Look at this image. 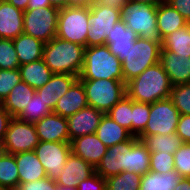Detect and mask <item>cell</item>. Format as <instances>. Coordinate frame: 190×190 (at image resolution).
Segmentation results:
<instances>
[{
  "mask_svg": "<svg viewBox=\"0 0 190 190\" xmlns=\"http://www.w3.org/2000/svg\"><path fill=\"white\" fill-rule=\"evenodd\" d=\"M138 139L142 140L150 153L162 152L174 154L184 143L176 133L168 135L154 134L151 136H138Z\"/></svg>",
  "mask_w": 190,
  "mask_h": 190,
  "instance_id": "obj_30",
  "label": "cell"
},
{
  "mask_svg": "<svg viewBox=\"0 0 190 190\" xmlns=\"http://www.w3.org/2000/svg\"><path fill=\"white\" fill-rule=\"evenodd\" d=\"M20 65L37 61L43 56L44 42L31 35L21 33L13 39Z\"/></svg>",
  "mask_w": 190,
  "mask_h": 190,
  "instance_id": "obj_27",
  "label": "cell"
},
{
  "mask_svg": "<svg viewBox=\"0 0 190 190\" xmlns=\"http://www.w3.org/2000/svg\"><path fill=\"white\" fill-rule=\"evenodd\" d=\"M162 42L137 38L122 61L123 81H131L148 67L160 62Z\"/></svg>",
  "mask_w": 190,
  "mask_h": 190,
  "instance_id": "obj_5",
  "label": "cell"
},
{
  "mask_svg": "<svg viewBox=\"0 0 190 190\" xmlns=\"http://www.w3.org/2000/svg\"><path fill=\"white\" fill-rule=\"evenodd\" d=\"M39 142L34 123L12 118L3 139L8 154L34 151Z\"/></svg>",
  "mask_w": 190,
  "mask_h": 190,
  "instance_id": "obj_11",
  "label": "cell"
},
{
  "mask_svg": "<svg viewBox=\"0 0 190 190\" xmlns=\"http://www.w3.org/2000/svg\"><path fill=\"white\" fill-rule=\"evenodd\" d=\"M49 2L51 6L56 7L58 9H62L72 5L71 0H49Z\"/></svg>",
  "mask_w": 190,
  "mask_h": 190,
  "instance_id": "obj_50",
  "label": "cell"
},
{
  "mask_svg": "<svg viewBox=\"0 0 190 190\" xmlns=\"http://www.w3.org/2000/svg\"><path fill=\"white\" fill-rule=\"evenodd\" d=\"M19 185V173L15 156L6 154L0 159V186L15 190Z\"/></svg>",
  "mask_w": 190,
  "mask_h": 190,
  "instance_id": "obj_33",
  "label": "cell"
},
{
  "mask_svg": "<svg viewBox=\"0 0 190 190\" xmlns=\"http://www.w3.org/2000/svg\"><path fill=\"white\" fill-rule=\"evenodd\" d=\"M160 63L172 85L190 83V57L177 56L168 50L160 51Z\"/></svg>",
  "mask_w": 190,
  "mask_h": 190,
  "instance_id": "obj_18",
  "label": "cell"
},
{
  "mask_svg": "<svg viewBox=\"0 0 190 190\" xmlns=\"http://www.w3.org/2000/svg\"><path fill=\"white\" fill-rule=\"evenodd\" d=\"M120 20L119 9L99 3L89 5L90 27L87 34V47L105 45L114 25Z\"/></svg>",
  "mask_w": 190,
  "mask_h": 190,
  "instance_id": "obj_9",
  "label": "cell"
},
{
  "mask_svg": "<svg viewBox=\"0 0 190 190\" xmlns=\"http://www.w3.org/2000/svg\"><path fill=\"white\" fill-rule=\"evenodd\" d=\"M104 114L94 107L87 106L69 116L67 119L70 142L87 134H95Z\"/></svg>",
  "mask_w": 190,
  "mask_h": 190,
  "instance_id": "obj_14",
  "label": "cell"
},
{
  "mask_svg": "<svg viewBox=\"0 0 190 190\" xmlns=\"http://www.w3.org/2000/svg\"><path fill=\"white\" fill-rule=\"evenodd\" d=\"M137 38L138 36L136 33L128 28L122 20H120L114 25V29L106 39L105 45H107L111 53L117 56V58L122 62Z\"/></svg>",
  "mask_w": 190,
  "mask_h": 190,
  "instance_id": "obj_22",
  "label": "cell"
},
{
  "mask_svg": "<svg viewBox=\"0 0 190 190\" xmlns=\"http://www.w3.org/2000/svg\"><path fill=\"white\" fill-rule=\"evenodd\" d=\"M113 79L123 81L122 62L107 45L85 49L84 65L79 80Z\"/></svg>",
  "mask_w": 190,
  "mask_h": 190,
  "instance_id": "obj_3",
  "label": "cell"
},
{
  "mask_svg": "<svg viewBox=\"0 0 190 190\" xmlns=\"http://www.w3.org/2000/svg\"><path fill=\"white\" fill-rule=\"evenodd\" d=\"M187 24L185 18L167 2L157 6V30L161 40Z\"/></svg>",
  "mask_w": 190,
  "mask_h": 190,
  "instance_id": "obj_24",
  "label": "cell"
},
{
  "mask_svg": "<svg viewBox=\"0 0 190 190\" xmlns=\"http://www.w3.org/2000/svg\"><path fill=\"white\" fill-rule=\"evenodd\" d=\"M170 99L180 115H190V83L173 85Z\"/></svg>",
  "mask_w": 190,
  "mask_h": 190,
  "instance_id": "obj_38",
  "label": "cell"
},
{
  "mask_svg": "<svg viewBox=\"0 0 190 190\" xmlns=\"http://www.w3.org/2000/svg\"><path fill=\"white\" fill-rule=\"evenodd\" d=\"M94 172L95 167L71 152L55 182L64 187L77 188L79 182L86 180Z\"/></svg>",
  "mask_w": 190,
  "mask_h": 190,
  "instance_id": "obj_16",
  "label": "cell"
},
{
  "mask_svg": "<svg viewBox=\"0 0 190 190\" xmlns=\"http://www.w3.org/2000/svg\"><path fill=\"white\" fill-rule=\"evenodd\" d=\"M11 120L12 117L0 103V142H3L5 133Z\"/></svg>",
  "mask_w": 190,
  "mask_h": 190,
  "instance_id": "obj_47",
  "label": "cell"
},
{
  "mask_svg": "<svg viewBox=\"0 0 190 190\" xmlns=\"http://www.w3.org/2000/svg\"><path fill=\"white\" fill-rule=\"evenodd\" d=\"M85 49V46L55 37L44 44L42 59L54 74L79 77L84 65Z\"/></svg>",
  "mask_w": 190,
  "mask_h": 190,
  "instance_id": "obj_2",
  "label": "cell"
},
{
  "mask_svg": "<svg viewBox=\"0 0 190 190\" xmlns=\"http://www.w3.org/2000/svg\"><path fill=\"white\" fill-rule=\"evenodd\" d=\"M21 81L19 69H0V103L8 96L10 91Z\"/></svg>",
  "mask_w": 190,
  "mask_h": 190,
  "instance_id": "obj_41",
  "label": "cell"
},
{
  "mask_svg": "<svg viewBox=\"0 0 190 190\" xmlns=\"http://www.w3.org/2000/svg\"><path fill=\"white\" fill-rule=\"evenodd\" d=\"M77 190H106V179L94 172L86 180L78 183Z\"/></svg>",
  "mask_w": 190,
  "mask_h": 190,
  "instance_id": "obj_44",
  "label": "cell"
},
{
  "mask_svg": "<svg viewBox=\"0 0 190 190\" xmlns=\"http://www.w3.org/2000/svg\"><path fill=\"white\" fill-rule=\"evenodd\" d=\"M127 171L144 175L150 171V152L138 139L128 151Z\"/></svg>",
  "mask_w": 190,
  "mask_h": 190,
  "instance_id": "obj_32",
  "label": "cell"
},
{
  "mask_svg": "<svg viewBox=\"0 0 190 190\" xmlns=\"http://www.w3.org/2000/svg\"><path fill=\"white\" fill-rule=\"evenodd\" d=\"M24 11L0 0V38L15 39L23 33Z\"/></svg>",
  "mask_w": 190,
  "mask_h": 190,
  "instance_id": "obj_19",
  "label": "cell"
},
{
  "mask_svg": "<svg viewBox=\"0 0 190 190\" xmlns=\"http://www.w3.org/2000/svg\"><path fill=\"white\" fill-rule=\"evenodd\" d=\"M34 152L43 165L47 177L56 180L71 153V143L40 141Z\"/></svg>",
  "mask_w": 190,
  "mask_h": 190,
  "instance_id": "obj_12",
  "label": "cell"
},
{
  "mask_svg": "<svg viewBox=\"0 0 190 190\" xmlns=\"http://www.w3.org/2000/svg\"><path fill=\"white\" fill-rule=\"evenodd\" d=\"M72 5H91L95 4L97 0H71Z\"/></svg>",
  "mask_w": 190,
  "mask_h": 190,
  "instance_id": "obj_54",
  "label": "cell"
},
{
  "mask_svg": "<svg viewBox=\"0 0 190 190\" xmlns=\"http://www.w3.org/2000/svg\"><path fill=\"white\" fill-rule=\"evenodd\" d=\"M95 134L97 135L98 139L107 147L127 141L133 136L129 130L123 126H120L107 114L103 115V118L97 127Z\"/></svg>",
  "mask_w": 190,
  "mask_h": 190,
  "instance_id": "obj_26",
  "label": "cell"
},
{
  "mask_svg": "<svg viewBox=\"0 0 190 190\" xmlns=\"http://www.w3.org/2000/svg\"><path fill=\"white\" fill-rule=\"evenodd\" d=\"M7 154V149L3 142H0V159L3 158Z\"/></svg>",
  "mask_w": 190,
  "mask_h": 190,
  "instance_id": "obj_55",
  "label": "cell"
},
{
  "mask_svg": "<svg viewBox=\"0 0 190 190\" xmlns=\"http://www.w3.org/2000/svg\"><path fill=\"white\" fill-rule=\"evenodd\" d=\"M172 86L169 76L158 62L126 83V95L133 101L151 104L169 99Z\"/></svg>",
  "mask_w": 190,
  "mask_h": 190,
  "instance_id": "obj_1",
  "label": "cell"
},
{
  "mask_svg": "<svg viewBox=\"0 0 190 190\" xmlns=\"http://www.w3.org/2000/svg\"><path fill=\"white\" fill-rule=\"evenodd\" d=\"M138 140V137L132 136L129 140L117 145L108 147L102 160L95 167L97 172L104 179L127 171L128 151Z\"/></svg>",
  "mask_w": 190,
  "mask_h": 190,
  "instance_id": "obj_13",
  "label": "cell"
},
{
  "mask_svg": "<svg viewBox=\"0 0 190 190\" xmlns=\"http://www.w3.org/2000/svg\"><path fill=\"white\" fill-rule=\"evenodd\" d=\"M8 3L12 4L14 7L19 8L23 11L27 10L29 0H6Z\"/></svg>",
  "mask_w": 190,
  "mask_h": 190,
  "instance_id": "obj_51",
  "label": "cell"
},
{
  "mask_svg": "<svg viewBox=\"0 0 190 190\" xmlns=\"http://www.w3.org/2000/svg\"><path fill=\"white\" fill-rule=\"evenodd\" d=\"M51 6L49 0H29L27 10Z\"/></svg>",
  "mask_w": 190,
  "mask_h": 190,
  "instance_id": "obj_49",
  "label": "cell"
},
{
  "mask_svg": "<svg viewBox=\"0 0 190 190\" xmlns=\"http://www.w3.org/2000/svg\"><path fill=\"white\" fill-rule=\"evenodd\" d=\"M59 9L53 6L25 10L23 33L44 43L56 37Z\"/></svg>",
  "mask_w": 190,
  "mask_h": 190,
  "instance_id": "obj_8",
  "label": "cell"
},
{
  "mask_svg": "<svg viewBox=\"0 0 190 190\" xmlns=\"http://www.w3.org/2000/svg\"><path fill=\"white\" fill-rule=\"evenodd\" d=\"M128 2L137 3V4H145V5H160L163 2H167V0H127Z\"/></svg>",
  "mask_w": 190,
  "mask_h": 190,
  "instance_id": "obj_52",
  "label": "cell"
},
{
  "mask_svg": "<svg viewBox=\"0 0 190 190\" xmlns=\"http://www.w3.org/2000/svg\"><path fill=\"white\" fill-rule=\"evenodd\" d=\"M179 117L180 113L170 98L151 103L147 125L139 136L173 134L176 132Z\"/></svg>",
  "mask_w": 190,
  "mask_h": 190,
  "instance_id": "obj_10",
  "label": "cell"
},
{
  "mask_svg": "<svg viewBox=\"0 0 190 190\" xmlns=\"http://www.w3.org/2000/svg\"><path fill=\"white\" fill-rule=\"evenodd\" d=\"M36 90L20 81L10 91L8 96L3 100L1 105L8 111L12 118H17L23 111L30 99L34 96Z\"/></svg>",
  "mask_w": 190,
  "mask_h": 190,
  "instance_id": "obj_25",
  "label": "cell"
},
{
  "mask_svg": "<svg viewBox=\"0 0 190 190\" xmlns=\"http://www.w3.org/2000/svg\"><path fill=\"white\" fill-rule=\"evenodd\" d=\"M19 70L21 81H24L35 90L44 86L54 75L42 58L31 63L20 65Z\"/></svg>",
  "mask_w": 190,
  "mask_h": 190,
  "instance_id": "obj_28",
  "label": "cell"
},
{
  "mask_svg": "<svg viewBox=\"0 0 190 190\" xmlns=\"http://www.w3.org/2000/svg\"><path fill=\"white\" fill-rule=\"evenodd\" d=\"M174 190H190V178L182 177L179 184L176 185Z\"/></svg>",
  "mask_w": 190,
  "mask_h": 190,
  "instance_id": "obj_53",
  "label": "cell"
},
{
  "mask_svg": "<svg viewBox=\"0 0 190 190\" xmlns=\"http://www.w3.org/2000/svg\"><path fill=\"white\" fill-rule=\"evenodd\" d=\"M86 93L87 104L107 113L126 95V83L113 79L80 80Z\"/></svg>",
  "mask_w": 190,
  "mask_h": 190,
  "instance_id": "obj_7",
  "label": "cell"
},
{
  "mask_svg": "<svg viewBox=\"0 0 190 190\" xmlns=\"http://www.w3.org/2000/svg\"><path fill=\"white\" fill-rule=\"evenodd\" d=\"M174 170V154L150 153V171L165 174Z\"/></svg>",
  "mask_w": 190,
  "mask_h": 190,
  "instance_id": "obj_40",
  "label": "cell"
},
{
  "mask_svg": "<svg viewBox=\"0 0 190 190\" xmlns=\"http://www.w3.org/2000/svg\"><path fill=\"white\" fill-rule=\"evenodd\" d=\"M190 23V0H167Z\"/></svg>",
  "mask_w": 190,
  "mask_h": 190,
  "instance_id": "obj_46",
  "label": "cell"
},
{
  "mask_svg": "<svg viewBox=\"0 0 190 190\" xmlns=\"http://www.w3.org/2000/svg\"><path fill=\"white\" fill-rule=\"evenodd\" d=\"M150 114V103L132 100V135L138 137L147 125Z\"/></svg>",
  "mask_w": 190,
  "mask_h": 190,
  "instance_id": "obj_37",
  "label": "cell"
},
{
  "mask_svg": "<svg viewBox=\"0 0 190 190\" xmlns=\"http://www.w3.org/2000/svg\"><path fill=\"white\" fill-rule=\"evenodd\" d=\"M71 152L82 158L84 161L96 167L102 160L108 147L105 146L97 137L96 134H87L71 142Z\"/></svg>",
  "mask_w": 190,
  "mask_h": 190,
  "instance_id": "obj_17",
  "label": "cell"
},
{
  "mask_svg": "<svg viewBox=\"0 0 190 190\" xmlns=\"http://www.w3.org/2000/svg\"><path fill=\"white\" fill-rule=\"evenodd\" d=\"M106 114L132 134V99L130 97L125 95Z\"/></svg>",
  "mask_w": 190,
  "mask_h": 190,
  "instance_id": "obj_34",
  "label": "cell"
},
{
  "mask_svg": "<svg viewBox=\"0 0 190 190\" xmlns=\"http://www.w3.org/2000/svg\"><path fill=\"white\" fill-rule=\"evenodd\" d=\"M57 186L55 180L46 177L45 179L19 183L15 190H56Z\"/></svg>",
  "mask_w": 190,
  "mask_h": 190,
  "instance_id": "obj_43",
  "label": "cell"
},
{
  "mask_svg": "<svg viewBox=\"0 0 190 190\" xmlns=\"http://www.w3.org/2000/svg\"><path fill=\"white\" fill-rule=\"evenodd\" d=\"M0 190H10V189H8V188H6V187L0 186Z\"/></svg>",
  "mask_w": 190,
  "mask_h": 190,
  "instance_id": "obj_57",
  "label": "cell"
},
{
  "mask_svg": "<svg viewBox=\"0 0 190 190\" xmlns=\"http://www.w3.org/2000/svg\"><path fill=\"white\" fill-rule=\"evenodd\" d=\"M40 141L70 142L68 119L54 112L34 123Z\"/></svg>",
  "mask_w": 190,
  "mask_h": 190,
  "instance_id": "obj_15",
  "label": "cell"
},
{
  "mask_svg": "<svg viewBox=\"0 0 190 190\" xmlns=\"http://www.w3.org/2000/svg\"><path fill=\"white\" fill-rule=\"evenodd\" d=\"M127 0H97L96 3L101 5H107L109 7H113L121 10V8L127 3Z\"/></svg>",
  "mask_w": 190,
  "mask_h": 190,
  "instance_id": "obj_48",
  "label": "cell"
},
{
  "mask_svg": "<svg viewBox=\"0 0 190 190\" xmlns=\"http://www.w3.org/2000/svg\"><path fill=\"white\" fill-rule=\"evenodd\" d=\"M142 175L121 172L106 179V190H139Z\"/></svg>",
  "mask_w": 190,
  "mask_h": 190,
  "instance_id": "obj_35",
  "label": "cell"
},
{
  "mask_svg": "<svg viewBox=\"0 0 190 190\" xmlns=\"http://www.w3.org/2000/svg\"><path fill=\"white\" fill-rule=\"evenodd\" d=\"M87 106L85 88L83 83L78 79L70 89L58 99L53 112L68 118Z\"/></svg>",
  "mask_w": 190,
  "mask_h": 190,
  "instance_id": "obj_21",
  "label": "cell"
},
{
  "mask_svg": "<svg viewBox=\"0 0 190 190\" xmlns=\"http://www.w3.org/2000/svg\"><path fill=\"white\" fill-rule=\"evenodd\" d=\"M18 167L19 183L45 179L47 173L34 151L14 154Z\"/></svg>",
  "mask_w": 190,
  "mask_h": 190,
  "instance_id": "obj_23",
  "label": "cell"
},
{
  "mask_svg": "<svg viewBox=\"0 0 190 190\" xmlns=\"http://www.w3.org/2000/svg\"><path fill=\"white\" fill-rule=\"evenodd\" d=\"M161 45V50H168L177 56L190 57V23L164 37Z\"/></svg>",
  "mask_w": 190,
  "mask_h": 190,
  "instance_id": "obj_31",
  "label": "cell"
},
{
  "mask_svg": "<svg viewBox=\"0 0 190 190\" xmlns=\"http://www.w3.org/2000/svg\"><path fill=\"white\" fill-rule=\"evenodd\" d=\"M181 179L175 170L165 174L149 171L142 175L139 190H174Z\"/></svg>",
  "mask_w": 190,
  "mask_h": 190,
  "instance_id": "obj_29",
  "label": "cell"
},
{
  "mask_svg": "<svg viewBox=\"0 0 190 190\" xmlns=\"http://www.w3.org/2000/svg\"><path fill=\"white\" fill-rule=\"evenodd\" d=\"M56 190H77V188L64 187V186L58 185Z\"/></svg>",
  "mask_w": 190,
  "mask_h": 190,
  "instance_id": "obj_56",
  "label": "cell"
},
{
  "mask_svg": "<svg viewBox=\"0 0 190 190\" xmlns=\"http://www.w3.org/2000/svg\"><path fill=\"white\" fill-rule=\"evenodd\" d=\"M174 167L181 177L190 178V143H183L174 153Z\"/></svg>",
  "mask_w": 190,
  "mask_h": 190,
  "instance_id": "obj_42",
  "label": "cell"
},
{
  "mask_svg": "<svg viewBox=\"0 0 190 190\" xmlns=\"http://www.w3.org/2000/svg\"><path fill=\"white\" fill-rule=\"evenodd\" d=\"M121 20L139 38L162 42L157 30V6L127 2L121 8Z\"/></svg>",
  "mask_w": 190,
  "mask_h": 190,
  "instance_id": "obj_6",
  "label": "cell"
},
{
  "mask_svg": "<svg viewBox=\"0 0 190 190\" xmlns=\"http://www.w3.org/2000/svg\"><path fill=\"white\" fill-rule=\"evenodd\" d=\"M175 133L184 143H190V115H180Z\"/></svg>",
  "mask_w": 190,
  "mask_h": 190,
  "instance_id": "obj_45",
  "label": "cell"
},
{
  "mask_svg": "<svg viewBox=\"0 0 190 190\" xmlns=\"http://www.w3.org/2000/svg\"><path fill=\"white\" fill-rule=\"evenodd\" d=\"M52 112L53 111L49 106L40 98V94L35 92L28 105L25 106L22 113L17 118L30 123H35Z\"/></svg>",
  "mask_w": 190,
  "mask_h": 190,
  "instance_id": "obj_36",
  "label": "cell"
},
{
  "mask_svg": "<svg viewBox=\"0 0 190 190\" xmlns=\"http://www.w3.org/2000/svg\"><path fill=\"white\" fill-rule=\"evenodd\" d=\"M20 63L12 39H0V69H19Z\"/></svg>",
  "mask_w": 190,
  "mask_h": 190,
  "instance_id": "obj_39",
  "label": "cell"
},
{
  "mask_svg": "<svg viewBox=\"0 0 190 190\" xmlns=\"http://www.w3.org/2000/svg\"><path fill=\"white\" fill-rule=\"evenodd\" d=\"M89 27V5H71L59 9L56 37L87 48Z\"/></svg>",
  "mask_w": 190,
  "mask_h": 190,
  "instance_id": "obj_4",
  "label": "cell"
},
{
  "mask_svg": "<svg viewBox=\"0 0 190 190\" xmlns=\"http://www.w3.org/2000/svg\"><path fill=\"white\" fill-rule=\"evenodd\" d=\"M79 79L72 74H54L50 80L36 92L40 94V98L53 111L57 101L67 90Z\"/></svg>",
  "mask_w": 190,
  "mask_h": 190,
  "instance_id": "obj_20",
  "label": "cell"
}]
</instances>
